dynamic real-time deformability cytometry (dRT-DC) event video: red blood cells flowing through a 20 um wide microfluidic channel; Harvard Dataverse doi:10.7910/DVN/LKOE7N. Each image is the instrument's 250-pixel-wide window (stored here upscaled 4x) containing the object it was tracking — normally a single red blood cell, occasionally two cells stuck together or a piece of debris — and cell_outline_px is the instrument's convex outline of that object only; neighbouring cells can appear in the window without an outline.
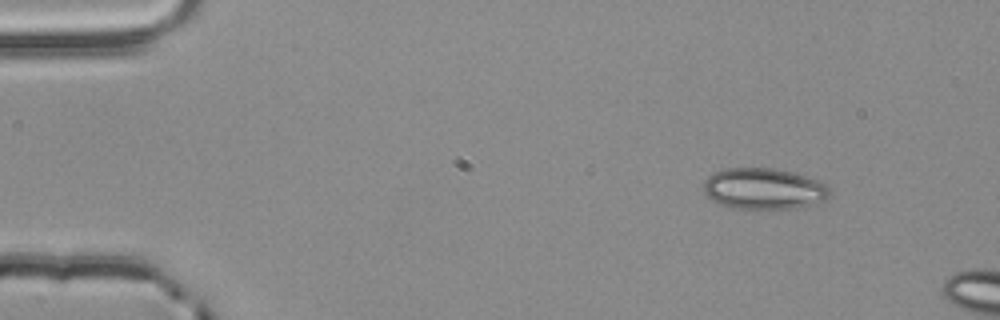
{"species": "common noctule bat (a hibernating species)", "species_latin": "Nyctalus noctula", "temperature_condition": "room temperature", "stored_images_in_passage": 2, "camera_frame_rate_fps": 3000, "um_per_image_px": 0.085, "animal": {"sex": "male", "body_mass_g": 20.4}, "frame": {"image": 1, "passage_image": 1, "time_ms": 0.0, "image_size_px": [1000, 320], "cell_outline_px": [[828, 196], [824, 200], [796, 208], [728, 208], [712, 200], [704, 192], [704, 180], [708, 176], [724, 168], [772, 168], [796, 172], [828, 184]], "centroid_in_image_um": [64.9, 16.03], "position_along_channel_um": 20.1, "area_um2": 30.17}}